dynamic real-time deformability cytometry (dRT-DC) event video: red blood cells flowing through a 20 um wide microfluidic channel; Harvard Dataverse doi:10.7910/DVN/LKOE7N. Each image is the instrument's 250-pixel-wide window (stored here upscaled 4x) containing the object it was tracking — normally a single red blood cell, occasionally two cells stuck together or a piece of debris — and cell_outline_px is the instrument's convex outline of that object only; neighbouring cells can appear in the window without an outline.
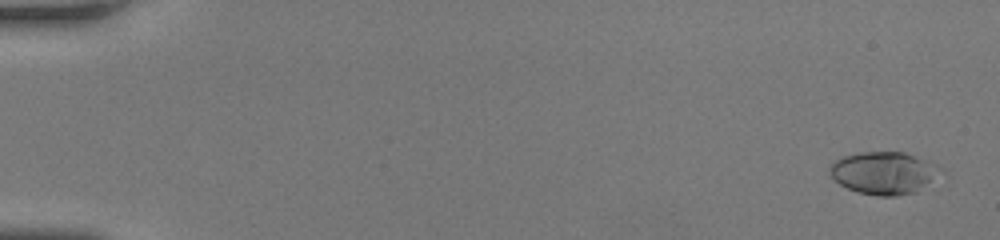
{"species": "human", "species_latin": "Homo sapiens", "temperature_condition": "room temperature", "stored_images_in_passage": 48, "camera_frame_rate_fps": 3000, "um_per_image_px": 0.085, "donor": {"sex": "female"}, "frame": {"image": 1, "passage_image": 1, "time_ms": 0.0, "image_size_px": [1000, 240], "cell_outline_px": [[944, 172], [916, 192], [896, 196], [876, 196], [860, 192], [848, 188], [840, 184], [828, 172], [828, 168], [836, 160], [844, 156], [856, 152], [904, 152], [936, 164]], "centroid_in_image_um": [75.13, 14.7], "position_along_channel_um": 9.9, "area_um2": 27.34}}
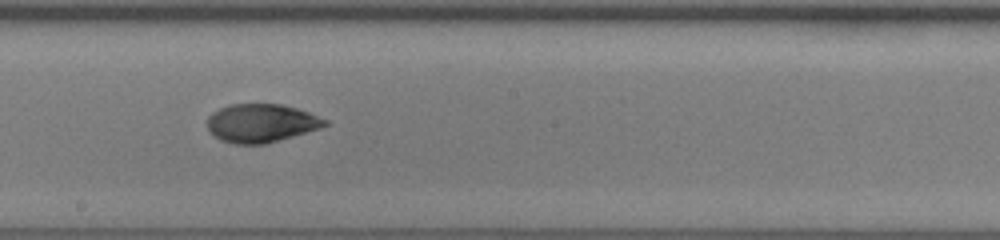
{"frame": {"image": 2, "passage_image": 29, "time_ms": 9.333, "image_size_px": [1000, 240], "cell_outline_px": [[328, 124], [320, 128], [264, 144], [236, 144], [220, 140], [208, 128], [208, 116], [212, 112], [228, 104], [280, 104], [296, 108], [308, 112], [328, 120]], "centroid_in_image_um": [22.19, 10.45], "position_along_channel_um": 226.0, "area_um2": 26.07}}
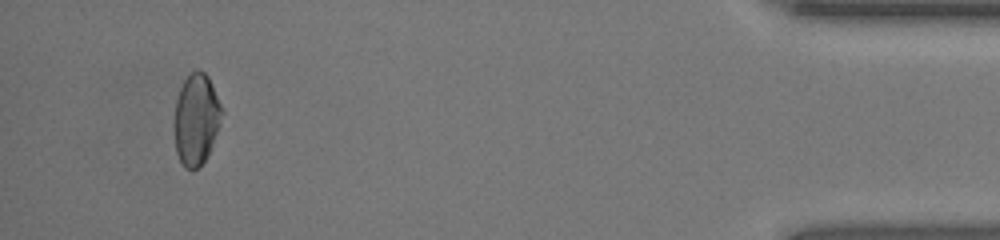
{"frame": {"image": 3, "passage_image": 47, "time_ms": 15.333, "image_size_px": [1000, 240], "cell_outline_px": [[224, 112], [220, 124], [208, 152], [204, 160], [196, 168], [184, 168], [176, 152], [172, 124], [176, 100], [180, 88], [184, 80], [196, 68], [204, 72], [208, 76], [212, 84]], "centroid_in_image_um": [16.65, 10.11], "position_along_channel_um": 418.6, "area_um2": 25.37}}